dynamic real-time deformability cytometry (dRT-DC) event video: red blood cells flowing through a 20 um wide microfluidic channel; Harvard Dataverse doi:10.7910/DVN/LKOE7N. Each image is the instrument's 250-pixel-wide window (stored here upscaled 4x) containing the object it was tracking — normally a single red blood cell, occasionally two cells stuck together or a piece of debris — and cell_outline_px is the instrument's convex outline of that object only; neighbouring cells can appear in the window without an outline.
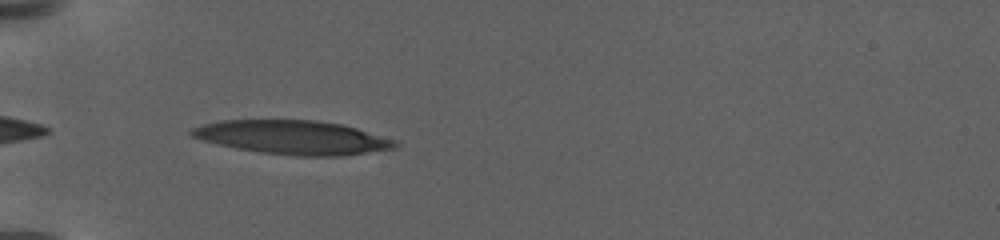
{"species": "human", "species_latin": "Homo sapiens", "temperature_condition": "warm", "stored_images_in_passage": 42, "camera_frame_rate_fps": 3000, "um_per_image_px": 0.085, "donor": {"sex": "female"}, "frame": {"image": 1, "passage_image": 1, "time_ms": 0.0, "image_size_px": [1000, 240], "cell_outline_px": [[400, 144], [396, 148], [340, 156], [296, 156], [260, 152], [236, 148], [204, 140], [192, 136], [188, 132], [192, 128], [204, 124], [220, 120], [316, 120], [340, 124], [356, 128], [396, 140]], "centroid_in_image_um": [24.91, 11.68], "position_along_channel_um": 60.1, "area_um2": 39.94}}
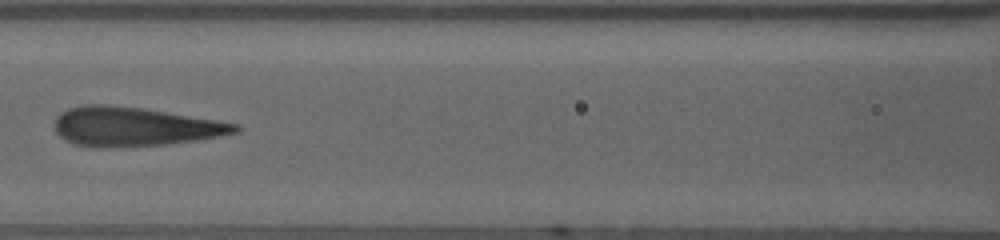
{"frame": {"image": 2, "passage_image": 8, "time_ms": 3.667, "image_size_px": [1000, 240], "cell_outline_px": [[240, 132], [220, 136], [196, 140], [164, 144], [100, 148], [92, 148], [72, 144], [64, 140], [56, 132], [56, 116], [60, 112], [68, 108], [84, 104], [108, 104], [140, 108], [216, 120], [240, 124]], "centroid_in_image_um": [11.38, 10.77], "position_along_channel_um": 155.2, "area_um2": 41.15}}
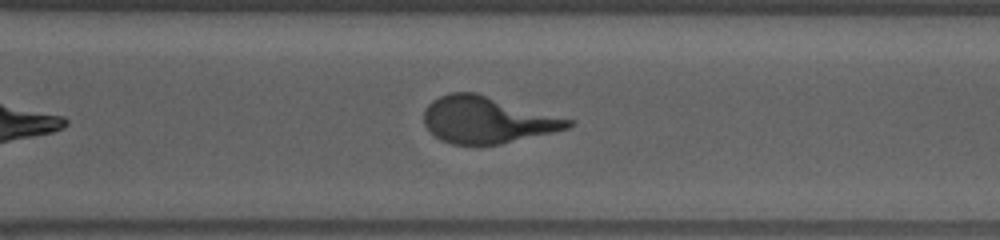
{"frame": {"image": 3, "passage_image": 25, "time_ms": 9.667, "image_size_px": [1000, 240], "cell_outline_px": [[572, 124], [568, 128], [552, 132], [500, 144], [452, 144], [440, 140], [424, 124], [424, 108], [432, 100], [448, 92], [476, 92], [572, 120]], "centroid_in_image_um": [41.35, 10.18], "position_along_channel_um": 329.3, "area_um2": 38.78}}